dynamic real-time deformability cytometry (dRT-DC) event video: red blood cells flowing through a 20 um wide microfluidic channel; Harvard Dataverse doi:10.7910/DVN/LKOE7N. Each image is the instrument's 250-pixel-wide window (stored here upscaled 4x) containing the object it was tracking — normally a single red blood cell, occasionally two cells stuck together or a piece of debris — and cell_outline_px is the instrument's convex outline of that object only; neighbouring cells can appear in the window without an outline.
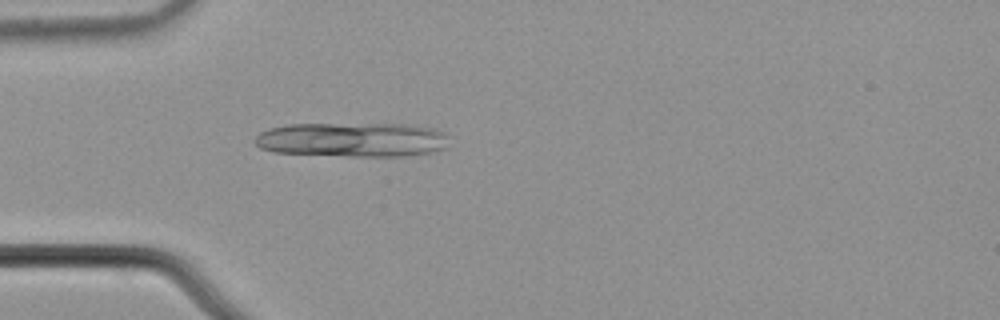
{"species": "common noctule bat (a hibernating species)", "species_latin": "Nyctalus noctula", "temperature_condition": "cold", "stored_images_in_passage": 2, "camera_frame_rate_fps": 3000, "um_per_image_px": 0.085, "animal": {"sex": "male", "body_mass_g": 21.5, "forearm_length_mm": 52.0}, "frame": {"image": 1, "passage_image": 2, "time_ms": 0.333, "image_size_px": [1000, 320], "cell_outline_px": [[448, 148], [432, 152], [408, 156], [348, 156], [276, 152], [260, 148], [252, 140], [260, 132], [268, 128], [288, 124], [408, 124], [436, 128], [444, 132], [448, 136]], "centroid_in_image_um": [29.99, 11.87], "position_along_channel_um": 55.0, "area_um2": 39.48}}